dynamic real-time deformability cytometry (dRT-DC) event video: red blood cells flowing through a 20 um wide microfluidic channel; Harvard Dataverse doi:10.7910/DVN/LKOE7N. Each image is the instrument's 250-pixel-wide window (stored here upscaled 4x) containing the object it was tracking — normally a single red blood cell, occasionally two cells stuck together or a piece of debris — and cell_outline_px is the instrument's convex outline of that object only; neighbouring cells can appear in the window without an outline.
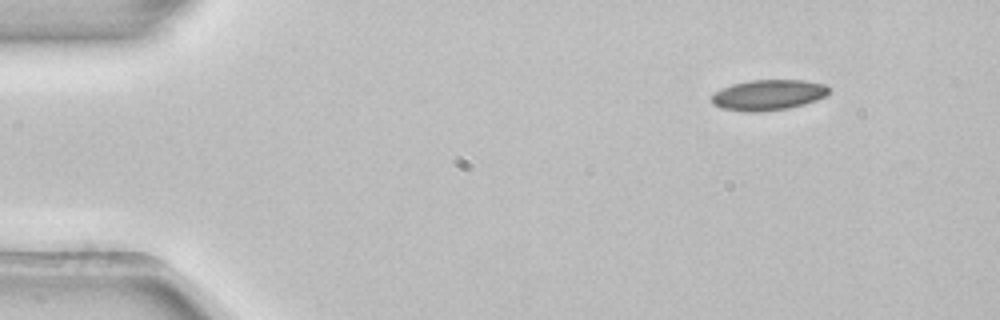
{"species": "common noctule bat (a hibernating species)", "species_latin": "Nyctalus noctula", "temperature_condition": "room temperature", "stored_images_in_passage": 2, "camera_frame_rate_fps": 3000, "um_per_image_px": 0.085, "animal": {"sex": "female", "body_mass_g": 22.7, "forearm_length_mm": 54.2}, "frame": {"image": 1, "passage_image": 1, "time_ms": 0.0, "image_size_px": [1000, 320], "cell_outline_px": [[828, 92], [824, 96], [816, 100], [804, 104], [788, 108], [756, 112], [748, 112], [720, 108], [712, 104], [712, 96], [716, 92], [732, 84], [748, 80], [804, 80], [824, 84], [828, 88]], "centroid_in_image_um": [65.28, 8.07], "position_along_channel_um": 19.7, "area_um2": 20.69}}